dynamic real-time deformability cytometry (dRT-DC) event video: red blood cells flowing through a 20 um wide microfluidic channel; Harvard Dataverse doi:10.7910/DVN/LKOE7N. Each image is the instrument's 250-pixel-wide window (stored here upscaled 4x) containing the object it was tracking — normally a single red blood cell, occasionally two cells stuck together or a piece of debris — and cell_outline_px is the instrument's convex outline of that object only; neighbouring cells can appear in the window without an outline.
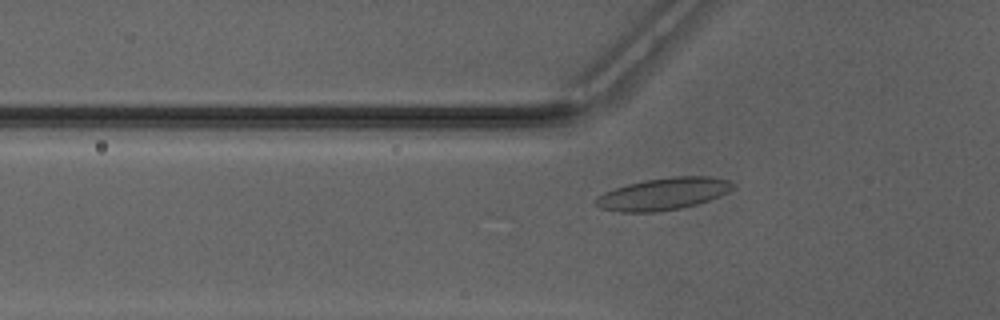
{"species": "Egyptian fruit bat (a non-hibernating species)", "species_latin": "Rousettus aegyptiacus", "temperature_condition": "warm", "stored_images_in_passage": 39, "camera_frame_rate_fps": 3000, "um_per_image_px": 0.085, "animal": {"sex": "male"}, "frame": {"image": 1, "passage_image": 6, "time_ms": 1.667, "image_size_px": [1000, 320], "cell_outline_px": [[732, 188], [728, 192], [720, 196], [696, 204], [680, 208], [656, 212], [620, 212], [600, 208], [592, 204], [592, 200], [604, 192], [628, 184], [644, 180], [672, 176], [712, 176], [728, 180], [732, 184]], "centroid_in_image_um": [56.33, 16.48], "position_along_channel_um": 69.5, "area_um2": 25.66}}
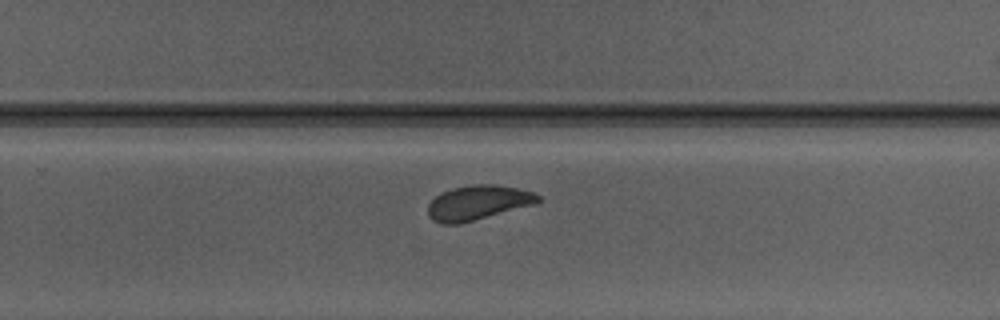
{"frame": {"image": 2, "passage_image": 22, "time_ms": 7.0, "image_size_px": [1000, 320], "cell_outline_px": [[540, 200], [532, 204], [460, 224], [440, 224], [432, 220], [428, 216], [428, 204], [436, 196], [452, 188], [472, 184], [492, 184], [516, 188], [532, 192], [540, 196]], "centroid_in_image_um": [40.56, 17.23], "position_along_channel_um": 289.2, "area_um2": 21.85}}
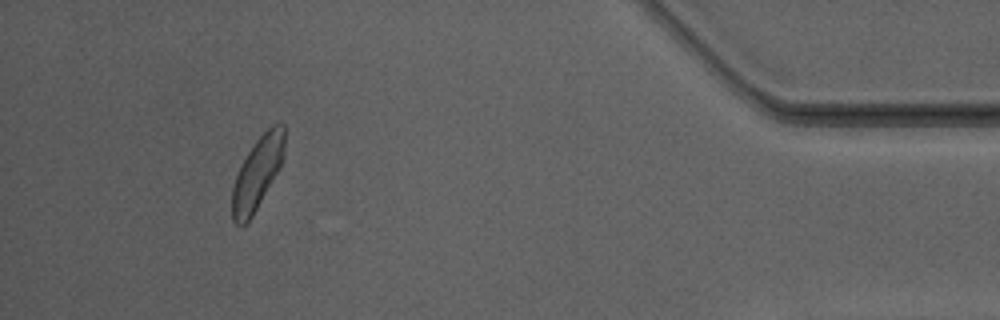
{"frame": {"image": 3, "passage_image": 35, "time_ms": 11.333, "image_size_px": [1000, 320], "cell_outline_px": [[284, 156], [272, 180], [252, 216], [244, 224], [236, 224], [232, 220], [232, 188], [240, 164], [256, 140], [272, 124], [284, 124]], "centroid_in_image_um": [21.85, 14.7], "position_along_channel_um": 413.3, "area_um2": 21.5}, "authors_computed_cell_mechanics": {"area_um2": 22.4264, "velocity_mm_per_s": 4.1405, "shape_relaxation_time_tau1_ms": 2.5409, "shape_relaxation_time_tau2_ms": 1.0662, "deformation_change_tau1": 0.1137, "deformation_change_tau2": 0.0575}}